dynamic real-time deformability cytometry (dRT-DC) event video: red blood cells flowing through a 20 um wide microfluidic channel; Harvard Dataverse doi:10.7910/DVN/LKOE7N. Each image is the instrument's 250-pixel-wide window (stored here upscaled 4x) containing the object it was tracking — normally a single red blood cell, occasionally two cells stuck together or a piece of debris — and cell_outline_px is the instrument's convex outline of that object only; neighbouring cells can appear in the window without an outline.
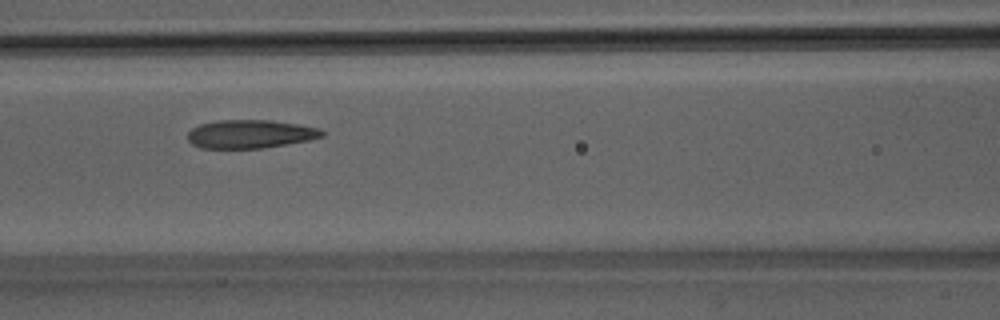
{"species": "Egyptian fruit bat (a non-hibernating species)", "species_latin": "Rousettus aegyptiacus", "temperature_condition": "room temperature", "stored_images_in_passage": 34, "camera_frame_rate_fps": 3000, "um_per_image_px": 0.085, "animal": {"sex": "male"}, "frame": {"image": 1, "passage_image": 6, "time_ms": 1.667, "image_size_px": [1000, 320], "cell_outline_px": [[324, 136], [308, 140], [260, 148], [200, 148], [192, 144], [188, 140], [188, 132], [192, 128], [200, 124], [216, 120], [272, 120], [320, 128], [324, 132]], "centroid_in_image_um": [21.24, 11.38], "position_along_channel_um": 145.4, "area_um2": 22.14}}
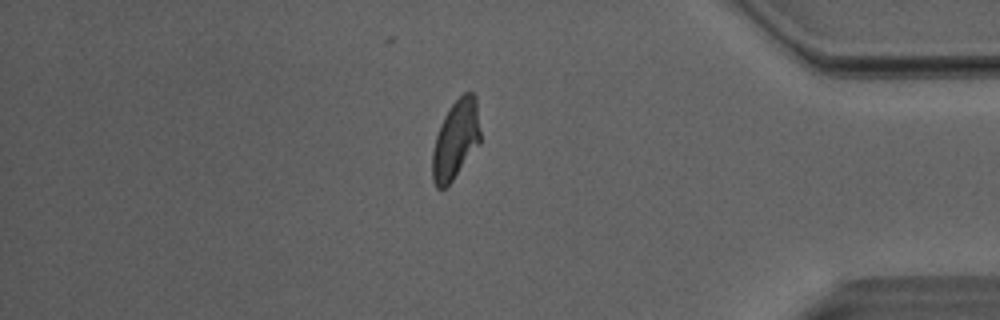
{"frame": {"image": 2, "passage_image": 27, "time_ms": 8.667, "image_size_px": [1000, 320], "cell_outline_px": [[480, 144], [452, 180], [444, 188], [436, 188], [432, 180], [432, 152], [436, 136], [440, 124], [444, 116], [452, 104], [464, 92], [472, 92], [476, 96], [480, 132]], "centroid_in_image_um": [38.73, 11.86], "position_along_channel_um": 396.5, "area_um2": 22.02}}
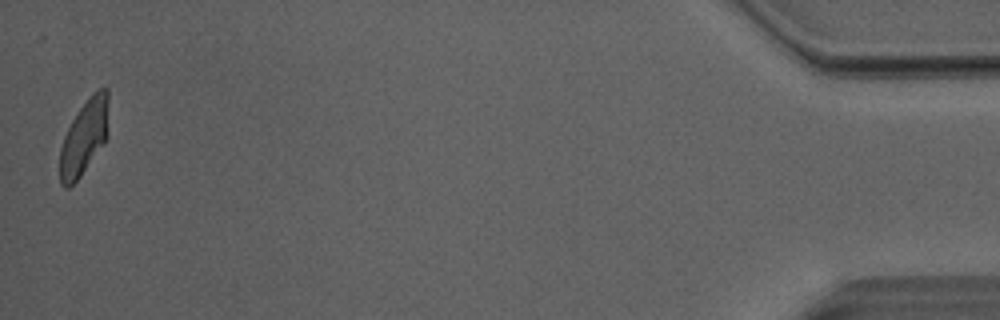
{"frame": {"image": 3, "passage_image": 34, "time_ms": 11.0, "image_size_px": [1000, 320], "cell_outline_px": [[108, 100], [104, 144], [80, 176], [68, 188], [64, 188], [60, 184], [60, 148], [64, 136], [72, 120], [80, 108], [92, 92], [100, 88], [108, 88]], "centroid_in_image_um": [7.12, 11.67], "position_along_channel_um": 428.1, "area_um2": 20.81}}